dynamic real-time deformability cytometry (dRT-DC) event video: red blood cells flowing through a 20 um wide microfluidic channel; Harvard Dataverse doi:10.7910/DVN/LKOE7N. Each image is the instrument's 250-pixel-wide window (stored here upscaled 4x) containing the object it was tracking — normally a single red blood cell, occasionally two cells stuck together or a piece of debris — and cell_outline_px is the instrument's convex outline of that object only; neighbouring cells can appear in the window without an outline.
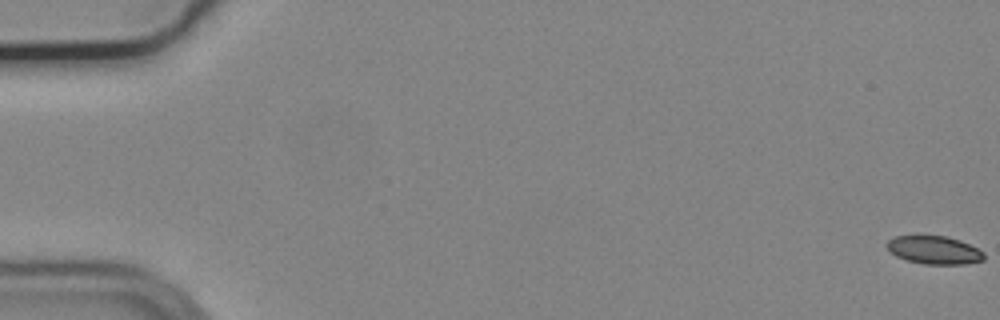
{"species": "common noctule bat (a hibernating species)", "species_latin": "Nyctalus noctula", "temperature_condition": "cold", "stored_images_in_passage": 57, "camera_frame_rate_fps": 3000, "um_per_image_px": 0.085, "animal": {"sex": "male", "body_mass_g": 19.2, "forearm_length_mm": 51.8}, "frame": {"image": 1, "passage_image": 1, "time_ms": 0.0, "image_size_px": [1000, 320], "cell_outline_px": [[984, 260], [964, 264], [924, 264], [908, 260], [896, 256], [884, 244], [888, 240], [896, 236], [948, 236], [960, 240], [984, 252]], "centroid_in_image_um": [79.41, 21.25], "position_along_channel_um": 5.6, "area_um2": 15.78}}
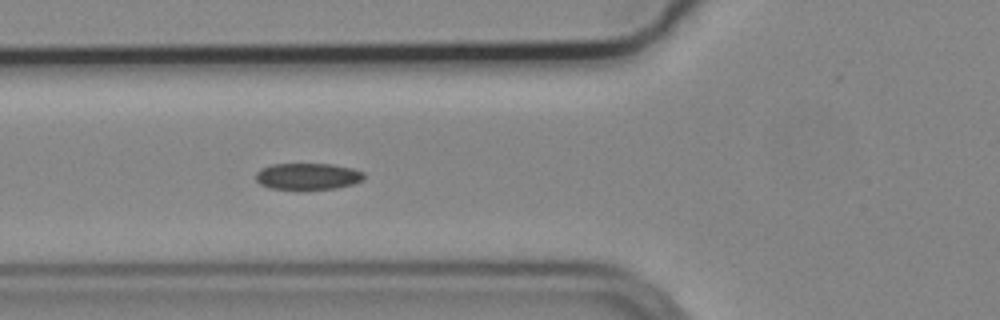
{"frame": {"image": 2, "passage_image": 22, "time_ms": 7.0, "image_size_px": [1000, 320], "cell_outline_px": [[364, 176], [360, 180], [352, 184], [336, 188], [272, 188], [260, 184], [256, 180], [256, 172], [260, 168], [272, 164], [332, 164], [352, 168], [364, 172]], "centroid_in_image_um": [26.14, 14.96], "position_along_channel_um": 99.7, "area_um2": 16.36}}
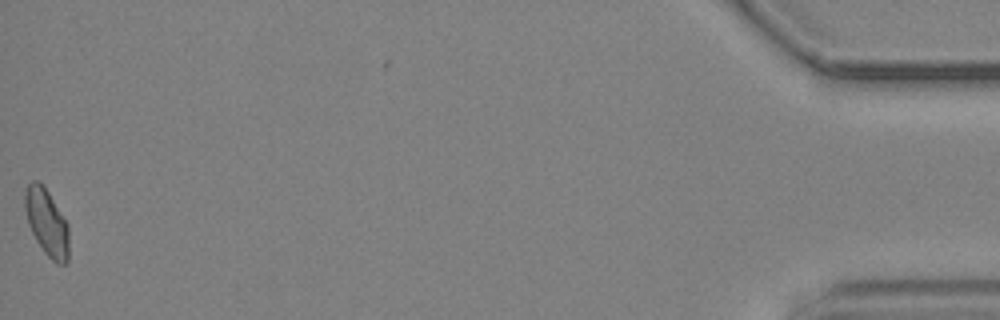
{"frame": {"image": 3, "passage_image": 57, "time_ms": 18.667, "image_size_px": [1000, 320], "cell_outline_px": [[68, 260], [64, 264], [56, 264], [44, 252], [36, 240], [28, 224], [24, 208], [24, 192], [28, 184], [32, 180], [36, 180], [44, 184], [68, 224]], "centroid_in_image_um": [3.96, 18.87], "position_along_channel_um": 431.2, "area_um2": 17.28}, "authors_computed_cell_mechanics": {"area_um2": 16.8198, "velocity_mm_per_s": 3.6938, "shape_relaxation_time_tau1_ms": 5.7613, "shape_relaxation_time_tau2_ms": 5.1588, "deformation_change_tau1": 0.1118, "deformation_change_tau2": 0.0946}}